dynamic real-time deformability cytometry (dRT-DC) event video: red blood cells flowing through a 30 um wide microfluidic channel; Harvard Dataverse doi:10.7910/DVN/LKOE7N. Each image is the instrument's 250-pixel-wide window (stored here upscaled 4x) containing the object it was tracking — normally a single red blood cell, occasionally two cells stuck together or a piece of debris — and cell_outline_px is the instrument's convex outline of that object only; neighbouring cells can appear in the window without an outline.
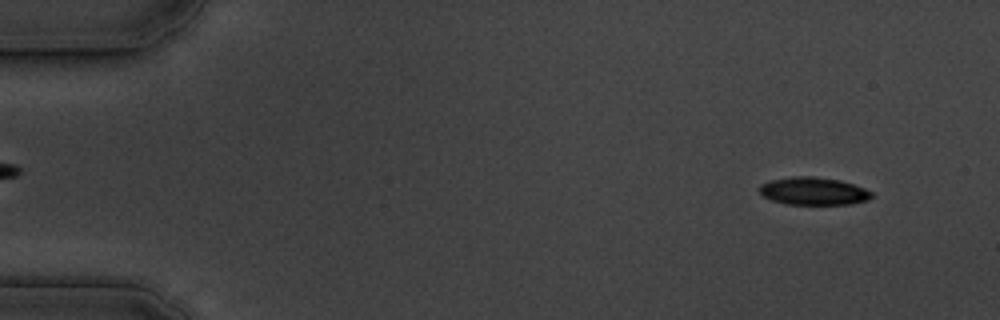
{"species": "common noctule bat (a hibernating species)", "species_latin": "Nyctalus noctula", "temperature_condition": "cold", "stored_images_in_passage": 55, "camera_frame_rate_fps": 3000, "um_per_image_px": 0.085, "animal": {"sex": "male", "body_mass_g": 19.5, "forearm_length_mm": 54.6}, "frame": {"image": 1, "passage_image": 4, "time_ms": 1.0, "image_size_px": [1000, 320], "cell_outline_px": [[872, 196], [868, 200], [852, 204], [784, 204], [772, 200], [764, 196], [760, 192], [760, 184], [772, 180], [792, 176], [812, 176], [840, 180], [864, 188], [872, 192]], "centroid_in_image_um": [69.15, 16.24], "position_along_channel_um": 15.8, "area_um2": 18.03}}
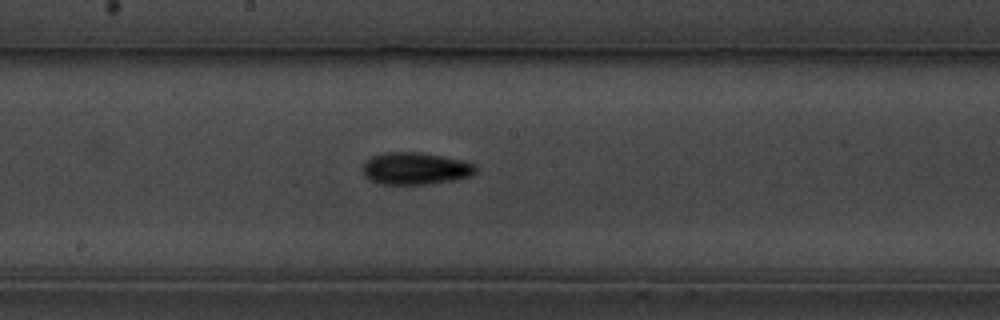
{"frame": {"image": 2, "passage_image": 29, "time_ms": 9.333, "image_size_px": [1000, 320], "cell_outline_px": [[476, 172], [472, 176], [456, 180], [428, 184], [380, 184], [364, 176], [364, 160], [372, 156], [388, 152], [420, 152], [460, 160], [476, 164]], "centroid_in_image_um": [35.33, 14.33], "position_along_channel_um": 212.9, "area_um2": 21.15}}
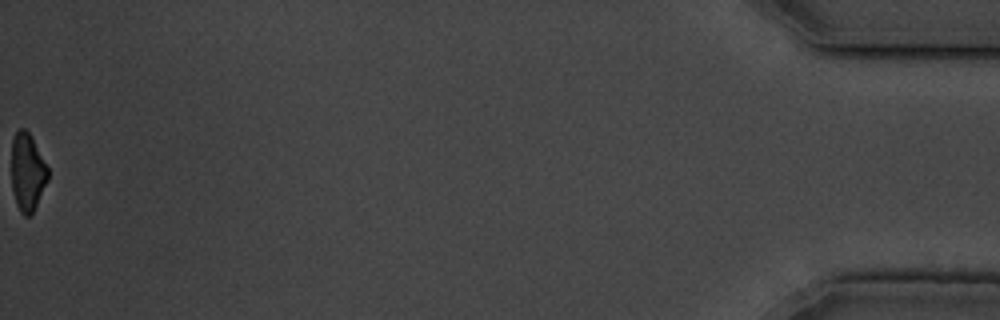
{"frame": {"image": 3, "passage_image": 55, "time_ms": 18.0, "image_size_px": [1000, 320], "cell_outline_px": [[48, 180], [32, 212], [28, 216], [24, 216], [20, 212], [16, 204], [12, 192], [12, 140], [16, 132], [20, 128], [24, 128], [32, 136], [48, 168]], "centroid_in_image_um": [2.32, 14.62], "position_along_channel_um": 432.9, "area_um2": 16.42}, "authors_computed_cell_mechanics": {"area_um2": 19.1318, "velocity_mm_per_s": 3.6497, "shape_relaxation_time_tau1_ms": 2.7877, "shape_relaxation_time_tau2_ms": 10.9432, "deformation_change_tau1": 0.1177, "deformation_change_tau2": 0.2029}}